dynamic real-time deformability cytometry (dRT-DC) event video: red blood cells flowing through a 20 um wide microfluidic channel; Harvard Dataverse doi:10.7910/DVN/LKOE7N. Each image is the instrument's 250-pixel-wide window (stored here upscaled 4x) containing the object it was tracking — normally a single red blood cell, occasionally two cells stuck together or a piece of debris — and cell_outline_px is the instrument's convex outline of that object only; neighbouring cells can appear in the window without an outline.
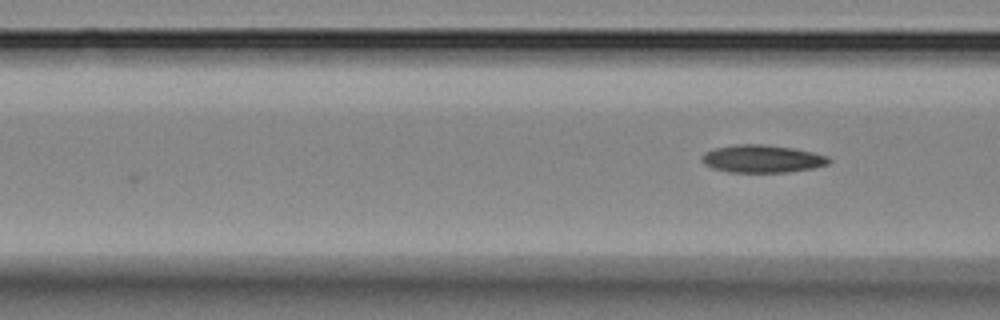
{"species": "Egyptian fruit bat (a non-hibernating species)", "species_latin": "Rousettus aegyptiacus", "temperature_condition": "room temperature", "stored_images_in_passage": 3, "camera_frame_rate_fps": 3000, "um_per_image_px": 0.085, "animal": {"sex": "female"}, "frame": {"image": 1, "passage_image": 3, "time_ms": 2.333, "image_size_px": [1000, 320], "cell_outline_px": [[832, 160], [828, 164], [812, 168], [788, 172], [728, 172], [712, 168], [704, 164], [700, 160], [700, 156], [704, 152], [716, 148], [736, 144], [764, 144], [792, 148], [812, 152], [828, 156]], "centroid_in_image_um": [64.75, 13.5], "position_along_channel_um": 101.8, "area_um2": 20.58}}